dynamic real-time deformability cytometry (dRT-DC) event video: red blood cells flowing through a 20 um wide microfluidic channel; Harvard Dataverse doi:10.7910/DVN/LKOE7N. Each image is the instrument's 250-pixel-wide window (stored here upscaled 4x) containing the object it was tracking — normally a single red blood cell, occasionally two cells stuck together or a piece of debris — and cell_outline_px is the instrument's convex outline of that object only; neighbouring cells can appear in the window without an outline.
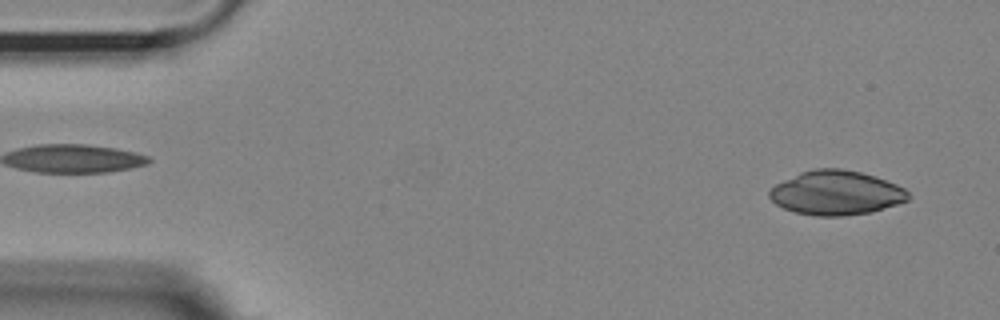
{"species": "Egyptian fruit bat (a non-hibernating species)", "species_latin": "Rousettus aegyptiacus", "temperature_condition": "room temperature", "stored_images_in_passage": 53, "camera_frame_rate_fps": 3000, "um_per_image_px": 0.085, "animal": {"sex": "female"}, "frame": {"image": 1, "passage_image": 3, "time_ms": 0.667, "image_size_px": [1000, 320], "cell_outline_px": [[912, 196], [908, 200], [872, 212], [844, 216], [812, 216], [796, 212], [784, 208], [776, 204], [768, 196], [768, 192], [776, 184], [800, 172], [816, 168], [840, 168], [860, 172], [896, 184], [904, 188]], "centroid_in_image_um": [71.07, 16.4], "position_along_channel_um": 13.9, "area_um2": 35.72}}